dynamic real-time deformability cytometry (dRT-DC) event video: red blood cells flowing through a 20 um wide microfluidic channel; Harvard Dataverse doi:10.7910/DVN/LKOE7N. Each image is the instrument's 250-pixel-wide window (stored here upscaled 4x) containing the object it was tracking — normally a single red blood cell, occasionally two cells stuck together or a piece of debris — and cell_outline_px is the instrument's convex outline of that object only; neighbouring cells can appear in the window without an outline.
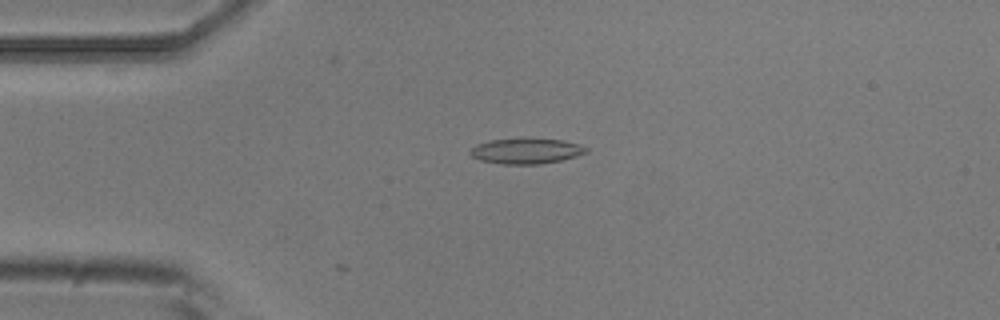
{"species": "common noctule bat (a hibernating species)", "species_latin": "Nyctalus noctula", "temperature_condition": "room temperature", "stored_images_in_passage": 8, "camera_frame_rate_fps": 3000, "um_per_image_px": 0.085, "animal": {"sex": "male", "body_mass_g": 20.5, "forearm_length_mm": 52.5}, "frame": {"image": 1, "passage_image": 1, "time_ms": 0.0, "image_size_px": [1000, 320], "cell_outline_px": [[588, 152], [576, 156], [560, 160], [540, 164], [500, 164], [480, 160], [472, 156], [468, 152], [476, 144], [492, 140], [564, 140], [588, 148]], "centroid_in_image_um": [44.7, 12.86], "position_along_channel_um": 40.3, "area_um2": 16.65}}
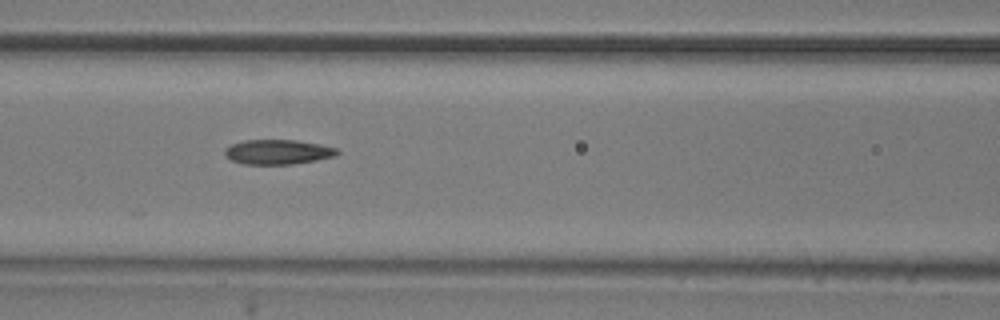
{"frame": {"image": 2, "passage_image": 4, "time_ms": 1.0, "image_size_px": [1000, 320], "cell_outline_px": [[340, 152], [336, 156], [316, 160], [292, 164], [244, 164], [232, 160], [224, 156], [224, 148], [232, 144], [244, 140], [296, 140], [320, 144], [336, 148]], "centroid_in_image_um": [23.6, 12.91], "position_along_channel_um": 143.0, "area_um2": 16.24}}
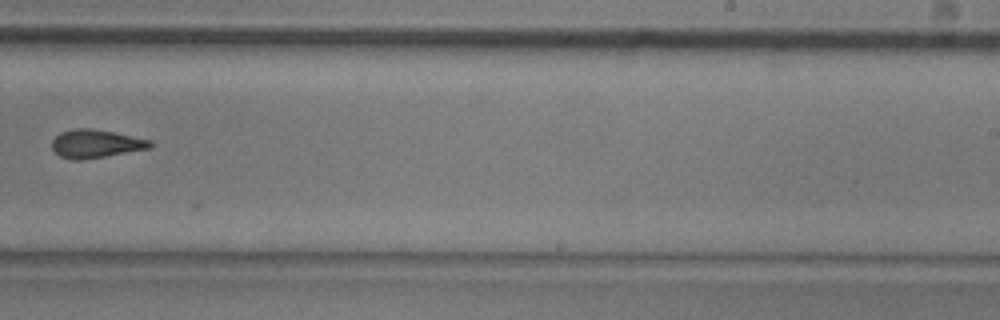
{"frame": {"image": 3, "passage_image": 7, "time_ms": 2.0, "image_size_px": [1000, 320], "cell_outline_px": [[152, 148], [84, 160], [72, 160], [60, 156], [52, 148], [52, 140], [60, 132], [76, 128], [92, 128], [152, 140]], "centroid_in_image_um": [8.14, 12.22], "position_along_channel_um": 280.9, "area_um2": 16.24}}